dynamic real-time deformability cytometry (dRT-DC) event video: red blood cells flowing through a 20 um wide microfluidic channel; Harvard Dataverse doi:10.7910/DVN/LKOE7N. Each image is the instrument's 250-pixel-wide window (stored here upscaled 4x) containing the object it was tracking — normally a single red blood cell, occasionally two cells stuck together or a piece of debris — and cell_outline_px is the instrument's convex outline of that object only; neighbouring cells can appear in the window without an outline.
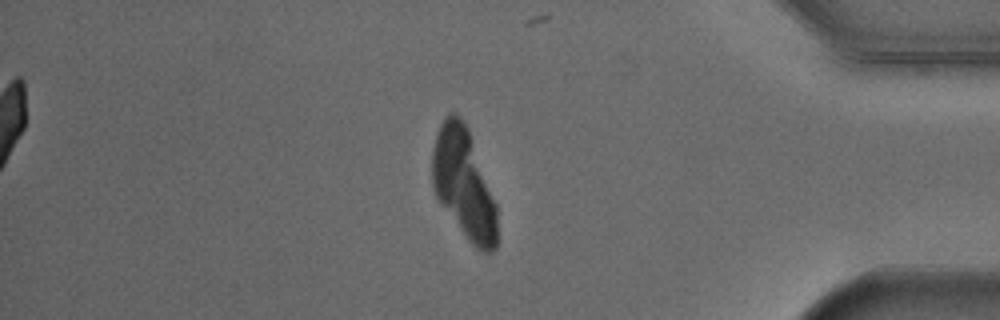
{"species": "Egyptian fruit bat (a non-hibernating species)", "species_latin": "Rousettus aegyptiacus", "temperature_condition": "cold", "stored_images_in_passage": 52, "camera_frame_rate_fps": 3000, "um_per_image_px": 0.085, "animal": {"sex": "male"}, "frame": {"image": 1, "passage_image": 44, "time_ms": 14.333, "image_size_px": [1000, 320], "cell_outline_px": [[496, 248], [492, 252], [484, 252], [476, 248], [468, 240], [440, 204], [432, 188], [432, 148], [436, 132], [444, 116], [448, 112], [456, 112], [460, 116], [468, 128], [496, 204]], "centroid_in_image_um": [39.38, 15.58], "position_along_channel_um": 395.8, "area_um2": 41.67}}
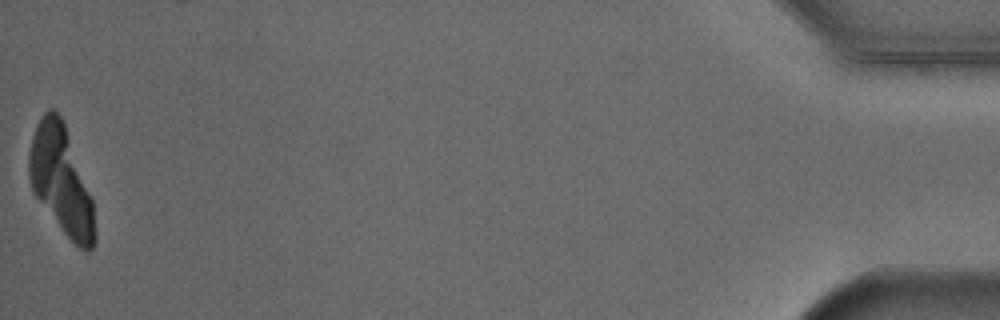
{"frame": {"image": 2, "passage_image": 52, "time_ms": 17.0, "image_size_px": [1000, 320], "cell_outline_px": [[96, 240], [92, 248], [88, 252], [84, 252], [64, 232], [32, 192], [28, 176], [28, 152], [32, 136], [40, 116], [48, 108], [52, 108], [60, 116], [64, 124], [92, 196], [96, 232]], "centroid_in_image_um": [5.19, 15.34], "position_along_channel_um": 430.0, "area_um2": 41.33}}